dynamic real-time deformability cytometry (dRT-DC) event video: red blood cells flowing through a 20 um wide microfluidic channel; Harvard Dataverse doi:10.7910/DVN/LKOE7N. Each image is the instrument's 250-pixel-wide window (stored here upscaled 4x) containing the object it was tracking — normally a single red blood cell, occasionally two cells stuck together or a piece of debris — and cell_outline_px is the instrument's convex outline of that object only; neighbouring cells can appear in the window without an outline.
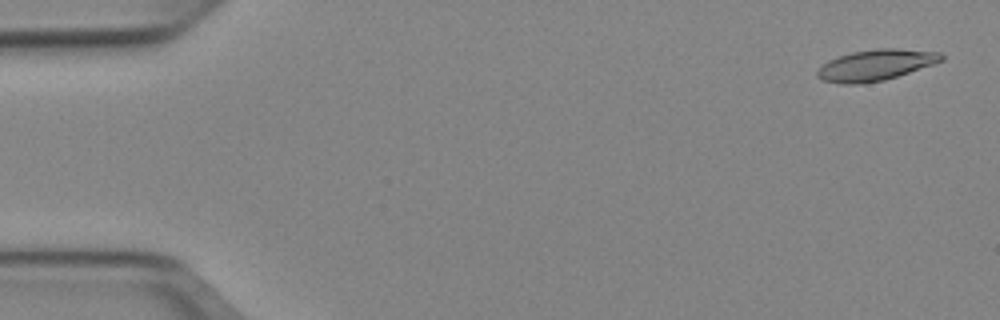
{"species": "Egyptian fruit bat (a non-hibernating species)", "species_latin": "Rousettus aegyptiacus", "temperature_condition": "cold", "stored_images_in_passage": 51, "camera_frame_rate_fps": 3000, "um_per_image_px": 0.085, "animal": {"sex": "female"}, "frame": {"image": 1, "passage_image": 2, "time_ms": 0.333, "image_size_px": [1000, 320], "cell_outline_px": [[944, 60], [884, 80], [860, 84], [840, 84], [820, 80], [816, 76], [816, 72], [828, 60], [852, 52], [876, 48], [896, 48], [940, 52], [944, 56]], "centroid_in_image_um": [74.4, 5.53], "position_along_channel_um": 10.6, "area_um2": 22.31}}
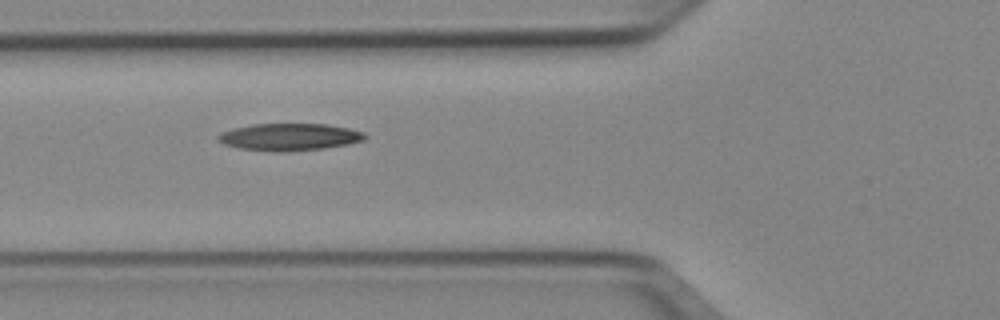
{"frame": {"image": 2, "passage_image": 19, "time_ms": 6.0, "image_size_px": [1000, 320], "cell_outline_px": [[368, 136], [364, 140], [348, 144], [324, 148], [288, 152], [272, 152], [240, 148], [224, 144], [216, 140], [216, 136], [220, 132], [252, 124], [328, 124], [348, 128], [364, 132]], "centroid_in_image_um": [24.6, 11.65], "position_along_channel_um": 101.2, "area_um2": 23.41}}
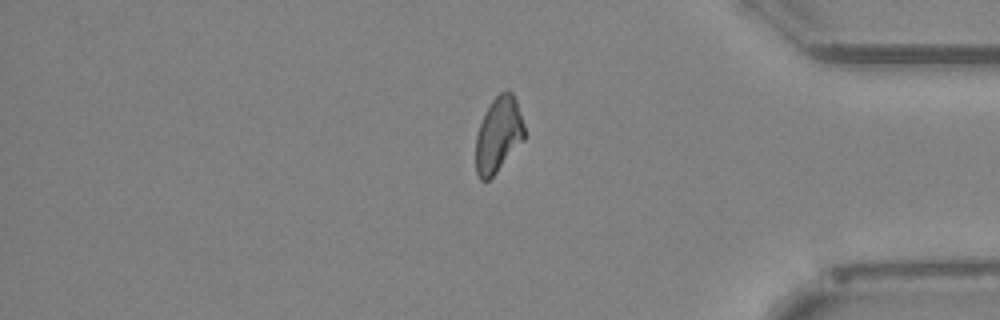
{"frame": {"image": 3, "passage_image": 43, "time_ms": 14.0, "image_size_px": [1000, 320], "cell_outline_px": [[524, 140], [496, 172], [488, 180], [480, 180], [476, 172], [476, 136], [480, 124], [492, 100], [500, 92], [508, 88], [512, 92], [516, 100], [524, 124]], "centroid_in_image_um": [42.37, 11.43], "position_along_channel_um": 392.8, "area_um2": 21.15}}